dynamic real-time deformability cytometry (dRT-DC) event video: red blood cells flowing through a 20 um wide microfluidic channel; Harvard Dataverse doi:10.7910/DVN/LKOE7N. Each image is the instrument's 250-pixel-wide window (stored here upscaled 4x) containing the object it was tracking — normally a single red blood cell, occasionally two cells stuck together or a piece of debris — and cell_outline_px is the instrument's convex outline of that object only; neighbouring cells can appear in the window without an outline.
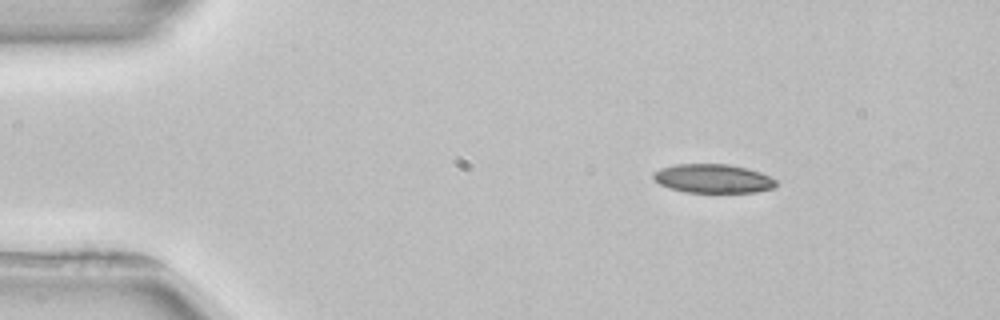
{"species": "common noctule bat (a hibernating species)", "species_latin": "Nyctalus noctula", "temperature_condition": "room temperature", "stored_images_in_passage": 3, "camera_frame_rate_fps": 3000, "um_per_image_px": 0.085, "animal": {"sex": "female", "body_mass_g": 22.7, "forearm_length_mm": 54.2}, "frame": {"image": 1, "passage_image": 1, "time_ms": 0.0, "image_size_px": [1000, 320], "cell_outline_px": [[776, 184], [772, 188], [756, 192], [684, 192], [668, 188], [660, 184], [652, 176], [652, 172], [660, 168], [676, 164], [728, 164], [748, 168], [760, 172], [776, 180]], "centroid_in_image_um": [60.57, 15.17], "position_along_channel_um": 24.4, "area_um2": 20.63}}
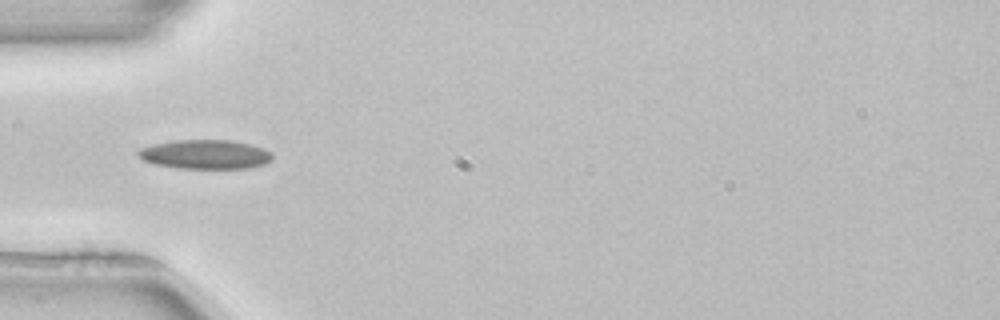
{"frame": {"image": 2, "passage_image": 3, "time_ms": 3.0, "image_size_px": [1000, 320], "cell_outline_px": [[272, 160], [264, 164], [248, 168], [176, 168], [152, 164], [144, 160], [136, 152], [140, 148], [156, 144], [176, 140], [232, 140], [252, 144], [264, 148], [272, 152]], "centroid_in_image_um": [17.48, 13.12], "position_along_channel_um": 67.5, "area_um2": 22.89}}